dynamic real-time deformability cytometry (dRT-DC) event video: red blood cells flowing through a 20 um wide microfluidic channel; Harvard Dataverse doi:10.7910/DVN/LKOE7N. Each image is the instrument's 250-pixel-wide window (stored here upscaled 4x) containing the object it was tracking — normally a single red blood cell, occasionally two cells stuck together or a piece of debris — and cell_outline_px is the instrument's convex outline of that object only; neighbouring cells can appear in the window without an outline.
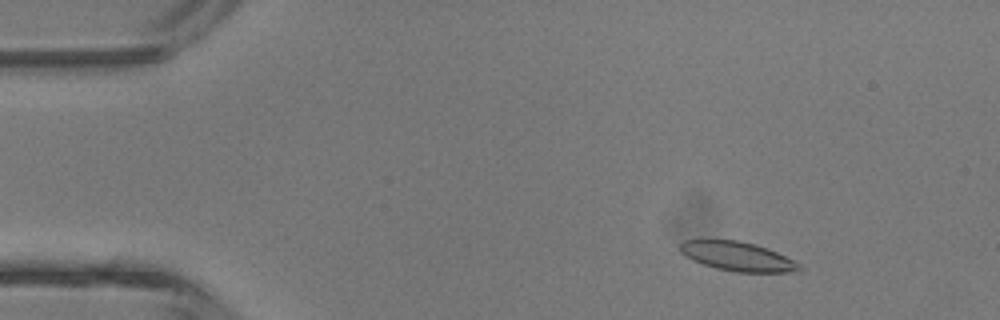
{"species": "common noctule bat (a hibernating species)", "species_latin": "Nyctalus noctula", "temperature_condition": "room temperature", "stored_images_in_passage": 3, "camera_frame_rate_fps": 3000, "um_per_image_px": 0.085, "animal": {"sex": "male", "body_mass_g": 13.3}, "frame": {"image": 1, "passage_image": 2, "time_ms": 1.0, "image_size_px": [1000, 320], "cell_outline_px": [[800, 272], [736, 272], [716, 268], [692, 260], [684, 256], [680, 252], [680, 244], [684, 240], [736, 240], [756, 244], [768, 248], [800, 264]], "centroid_in_image_um": [62.67, 21.79], "position_along_channel_um": 22.3, "area_um2": 20.17}}